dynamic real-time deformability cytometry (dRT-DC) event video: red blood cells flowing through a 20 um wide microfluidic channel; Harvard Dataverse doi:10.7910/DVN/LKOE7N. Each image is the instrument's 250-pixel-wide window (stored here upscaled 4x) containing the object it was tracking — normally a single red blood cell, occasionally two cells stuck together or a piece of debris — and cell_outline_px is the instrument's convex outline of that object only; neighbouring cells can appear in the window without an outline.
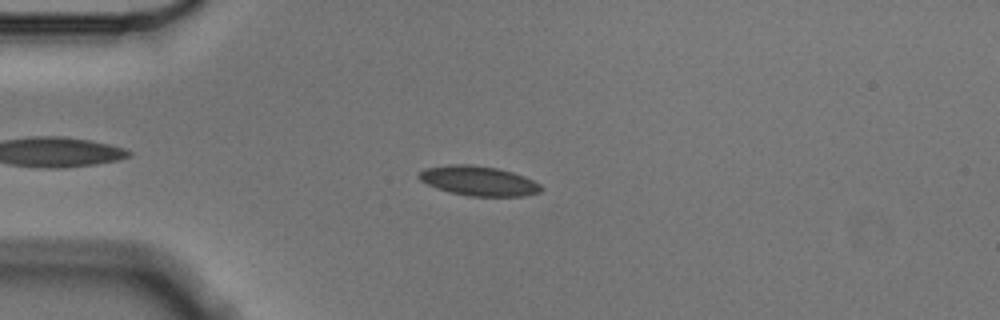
{"species": "Egyptian fruit bat (a non-hibernating species)", "species_latin": "Rousettus aegyptiacus", "temperature_condition": "cold", "stored_images_in_passage": 50, "camera_frame_rate_fps": 3000, "um_per_image_px": 0.085, "animal": {"sex": "male"}, "frame": {"image": 1, "passage_image": 8, "time_ms": 2.333, "image_size_px": [1000, 320], "cell_outline_px": [[544, 188], [540, 192], [524, 196], [468, 196], [448, 192], [436, 188], [420, 180], [416, 176], [424, 168], [448, 164], [468, 164], [496, 168], [512, 172], [524, 176], [540, 184]], "centroid_in_image_um": [40.66, 15.38], "position_along_channel_um": 44.3, "area_um2": 21.21}}
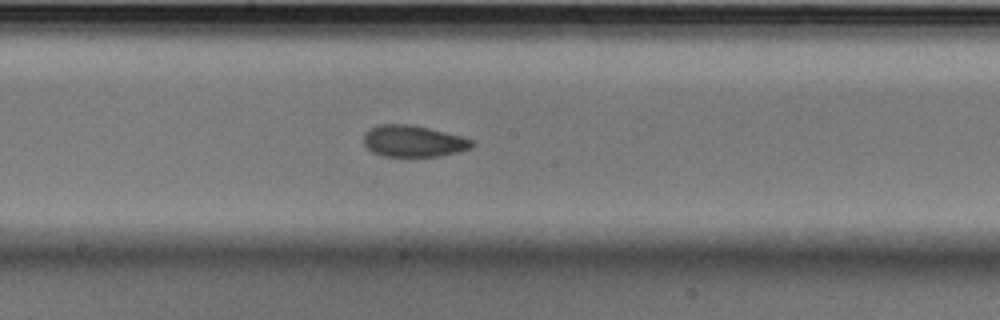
{"frame": {"image": 2, "passage_image": 24, "time_ms": 7.667, "image_size_px": [1000, 320], "cell_outline_px": [[476, 144], [472, 148], [440, 156], [380, 156], [372, 152], [364, 144], [364, 132], [380, 124], [408, 124], [428, 128], [476, 140]], "centroid_in_image_um": [35.15, 12.0], "position_along_channel_um": 213.1, "area_um2": 19.88}}
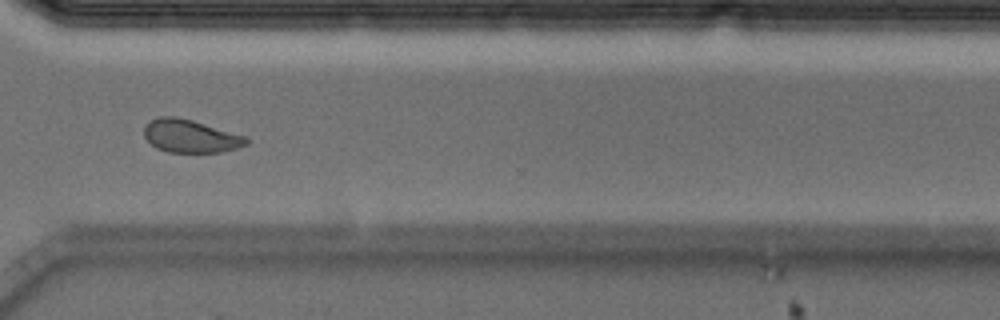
{"frame": {"image": 3, "passage_image": 36, "time_ms": 11.667, "image_size_px": [1000, 320], "cell_outline_px": [[252, 140], [248, 144], [236, 148], [220, 152], [168, 152], [156, 148], [144, 136], [144, 128], [152, 120], [160, 116], [176, 116], [192, 120], [248, 136]], "centroid_in_image_um": [16.24, 11.57], "position_along_channel_um": 354.4, "area_um2": 19.71}, "authors_computed_cell_mechanics": {"area_um2": 20.2878, "velocity_mm_per_s": 3.5389, "shape_relaxation_time_tau1_ms": 3.6789, "shape_relaxation_time_tau2_ms": 1.6762, "deformation_change_tau1": 0.0956, "deformation_change_tau2": 0.0461}}